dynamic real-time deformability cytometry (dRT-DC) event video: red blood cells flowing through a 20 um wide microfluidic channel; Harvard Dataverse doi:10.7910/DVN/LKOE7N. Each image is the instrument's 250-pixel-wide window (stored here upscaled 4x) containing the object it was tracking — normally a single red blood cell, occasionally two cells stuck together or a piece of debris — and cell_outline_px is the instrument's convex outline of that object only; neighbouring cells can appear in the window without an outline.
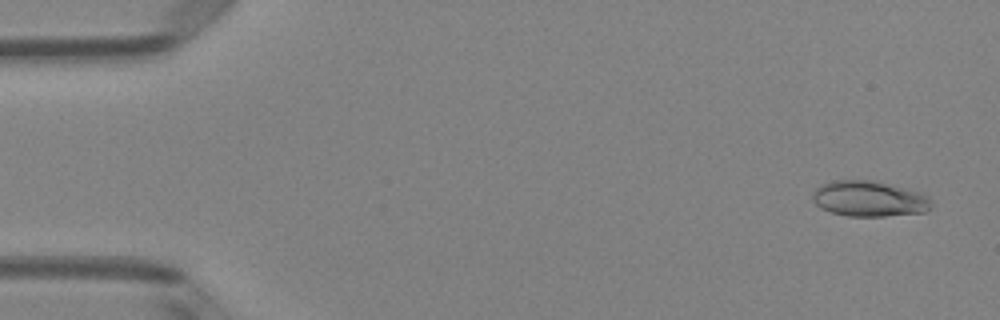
{"species": "Egyptian fruit bat (a non-hibernating species)", "species_latin": "Rousettus aegyptiacus", "temperature_condition": "room temperature", "stored_images_in_passage": 52, "camera_frame_rate_fps": 3000, "um_per_image_px": 0.085, "animal": {"sex": "female"}, "frame": {"image": 1, "passage_image": 3, "time_ms": 0.667, "image_size_px": [1000, 320], "cell_outline_px": [[932, 204], [924, 212], [884, 216], [848, 216], [832, 212], [820, 208], [812, 200], [812, 196], [816, 188], [820, 184], [836, 180], [872, 180], [924, 192], [932, 200]], "centroid_in_image_um": [73.89, 16.88], "position_along_channel_um": 11.1, "area_um2": 24.8}}
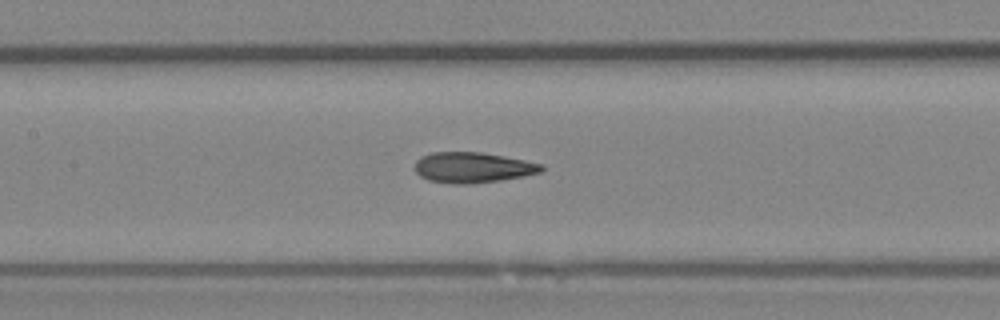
{"frame": {"image": 2, "passage_image": 24, "time_ms": 7.667, "image_size_px": [1000, 320], "cell_outline_px": [[544, 168], [540, 172], [524, 176], [500, 180], [472, 184], [452, 184], [428, 180], [420, 176], [416, 172], [416, 160], [420, 156], [432, 152], [480, 152], [504, 156], [544, 164]], "centroid_in_image_um": [40.17, 14.24], "position_along_channel_um": 167.2, "area_um2": 22.6}}
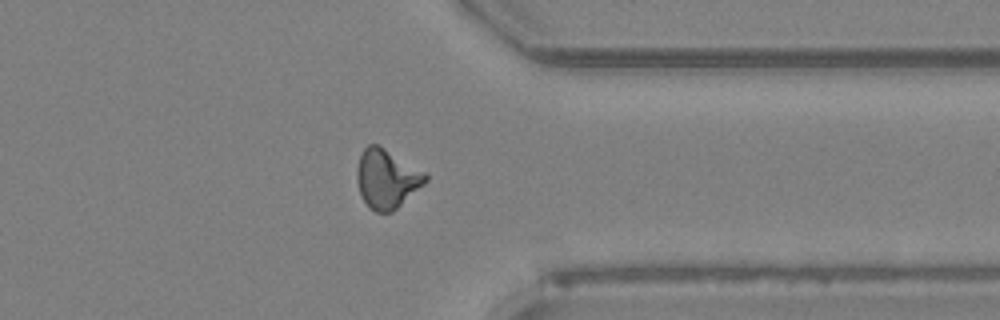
{"frame": {"image": 3, "passage_image": 40, "time_ms": 13.0, "image_size_px": [1000, 320], "cell_outline_px": [[428, 180], [424, 184], [392, 212], [376, 212], [368, 208], [360, 192], [356, 180], [356, 168], [360, 156], [364, 148], [368, 144], [376, 144], [384, 148], [428, 172]], "centroid_in_image_um": [32.88, 15.19], "position_along_channel_um": 378.5, "area_um2": 23.7}, "authors_computed_cell_mechanics": {"area_um2": 22.6576, "velocity_mm_per_s": 4.0626, "shape_relaxation_time_tau1_ms": 7.2309, "shape_relaxation_time_tau2_ms": 1.768, "deformation_change_tau1": 0.2066, "deformation_change_tau2": 0.0846}}